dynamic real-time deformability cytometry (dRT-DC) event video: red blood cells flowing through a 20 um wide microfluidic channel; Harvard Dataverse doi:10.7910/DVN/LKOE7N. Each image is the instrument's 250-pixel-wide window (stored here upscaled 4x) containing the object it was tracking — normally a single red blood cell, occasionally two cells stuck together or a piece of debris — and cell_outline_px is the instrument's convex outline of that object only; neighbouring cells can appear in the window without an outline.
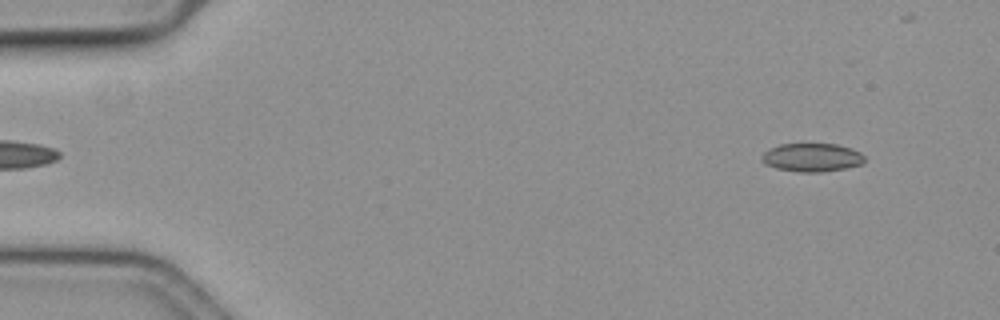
{"species": "common noctule bat (a hibernating species)", "species_latin": "Nyctalus noctula", "temperature_condition": "cold", "stored_images_in_passage": 47, "camera_frame_rate_fps": 3000, "um_per_image_px": 0.085, "animal": {"sex": "female", "body_mass_g": 19.3, "forearm_length_mm": 54.1}, "frame": {"image": 1, "passage_image": 2, "time_ms": 0.333, "image_size_px": [1000, 320], "cell_outline_px": [[864, 164], [844, 168], [820, 172], [800, 172], [776, 168], [764, 164], [760, 160], [760, 156], [768, 148], [780, 144], [836, 144], [852, 148], [860, 152], [864, 156]], "centroid_in_image_um": [68.98, 13.38], "position_along_channel_um": 16.0, "area_um2": 17.17}}
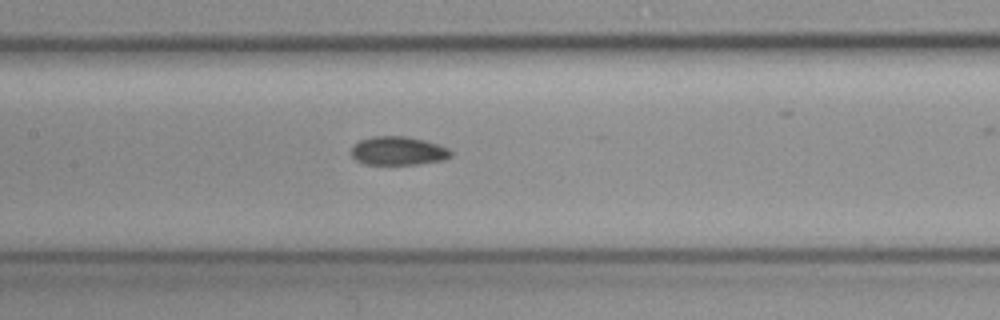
{"frame": {"image": 2, "passage_image": 25, "time_ms": 8.0, "image_size_px": [1000, 320], "cell_outline_px": [[452, 156], [444, 160], [416, 164], [364, 164], [356, 160], [352, 156], [352, 144], [360, 140], [372, 136], [408, 136], [424, 140], [448, 148], [452, 152]], "centroid_in_image_um": [33.83, 12.82], "position_along_channel_um": 173.6, "area_um2": 16.65}}
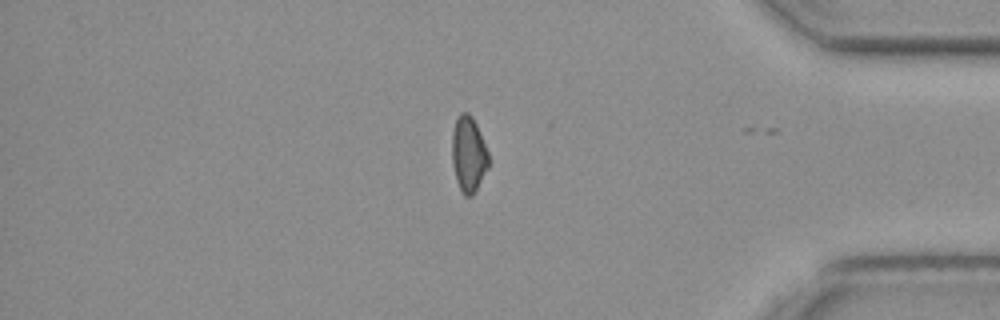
{"frame": {"image": 3, "passage_image": 46, "time_ms": 15.0, "image_size_px": [1000, 320], "cell_outline_px": [[488, 168], [472, 196], [464, 196], [460, 192], [456, 180], [452, 164], [452, 132], [456, 116], [460, 112], [468, 112], [472, 116], [476, 124], [488, 152]], "centroid_in_image_um": [39.8, 13.1], "position_along_channel_um": 395.4, "area_um2": 16.24}}